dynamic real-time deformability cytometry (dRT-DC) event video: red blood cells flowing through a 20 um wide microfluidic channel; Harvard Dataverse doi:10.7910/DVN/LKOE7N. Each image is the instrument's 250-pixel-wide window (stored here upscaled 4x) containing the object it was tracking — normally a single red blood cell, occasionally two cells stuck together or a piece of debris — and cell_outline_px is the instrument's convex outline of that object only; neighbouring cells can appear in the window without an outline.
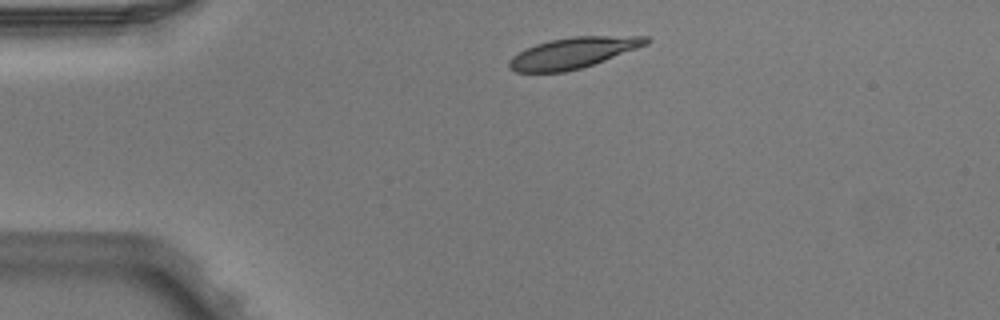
{"species": "Egyptian fruit bat (a non-hibernating species)", "species_latin": "Rousettus aegyptiacus", "temperature_condition": "warm", "stored_images_in_passage": 2, "camera_frame_rate_fps": 3000, "um_per_image_px": 0.085, "animal": {"sex": "male"}, "frame": {"image": 1, "passage_image": 1, "time_ms": 0.0, "image_size_px": [1000, 320], "cell_outline_px": [[652, 40], [648, 44], [604, 60], [580, 68], [564, 72], [516, 72], [508, 68], [508, 60], [512, 56], [536, 44], [552, 40], [572, 36], [648, 36]], "centroid_in_image_um": [48.71, 4.49], "position_along_channel_um": 36.3, "area_um2": 24.39}}
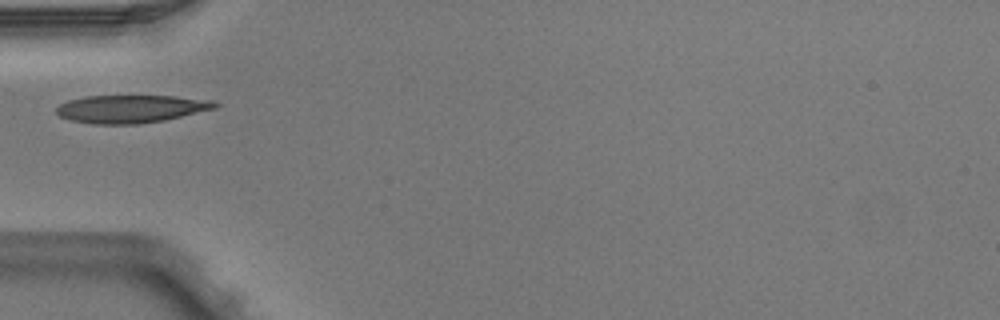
{"frame": {"image": 2, "passage_image": 2, "time_ms": 0.333, "image_size_px": [1000, 320], "cell_outline_px": [[220, 104], [216, 108], [164, 120], [140, 124], [92, 124], [72, 120], [60, 116], [56, 112], [56, 108], [60, 104], [68, 100], [88, 96], [176, 96], [212, 100]], "centroid_in_image_um": [11.14, 9.25], "position_along_channel_um": 73.9, "area_um2": 25.66}}